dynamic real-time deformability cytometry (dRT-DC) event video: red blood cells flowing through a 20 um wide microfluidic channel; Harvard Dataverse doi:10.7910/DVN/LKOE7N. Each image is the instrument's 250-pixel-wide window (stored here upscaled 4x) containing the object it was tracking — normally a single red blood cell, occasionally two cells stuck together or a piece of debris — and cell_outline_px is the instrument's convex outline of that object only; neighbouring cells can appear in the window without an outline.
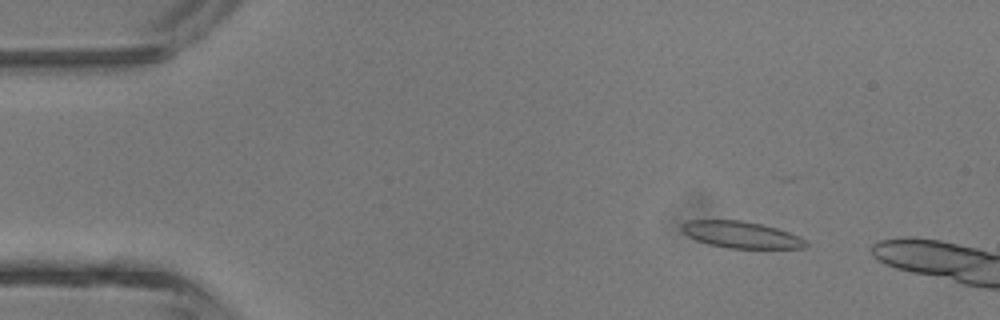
{"species": "common noctule bat (a hibernating species)", "species_latin": "Nyctalus noctula", "temperature_condition": "room temperature", "stored_images_in_passage": 4, "camera_frame_rate_fps": 3000, "um_per_image_px": 0.085, "animal": {"sex": "male", "body_mass_g": 13.3}, "frame": {"image": 1, "passage_image": 2, "time_ms": 1.0, "image_size_px": [1000, 320], "cell_outline_px": [[808, 244], [804, 248], [728, 248], [708, 244], [696, 240], [688, 236], [680, 228], [688, 220], [740, 220], [760, 224], [776, 228], [800, 236], [808, 240]], "centroid_in_image_um": [63.02, 19.95], "position_along_channel_um": 22.0, "area_um2": 19.19}}